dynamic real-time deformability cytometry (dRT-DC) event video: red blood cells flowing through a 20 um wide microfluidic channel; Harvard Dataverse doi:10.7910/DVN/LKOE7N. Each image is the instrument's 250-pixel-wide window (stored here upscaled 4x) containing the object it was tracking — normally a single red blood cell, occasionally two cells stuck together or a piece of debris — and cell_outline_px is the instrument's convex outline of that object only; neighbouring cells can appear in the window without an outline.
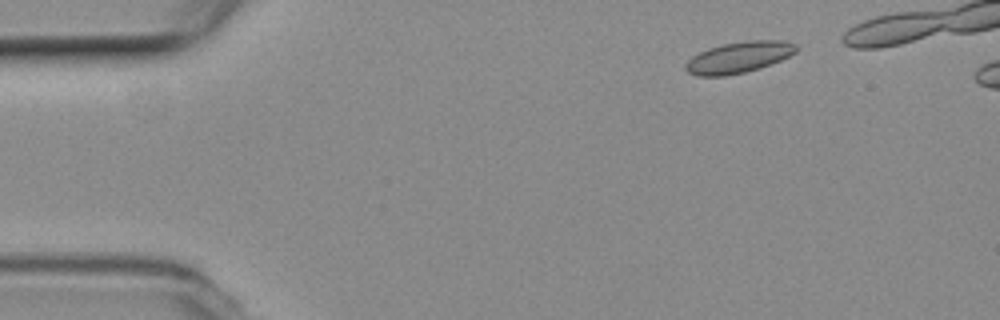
{"species": "common noctule bat (a hibernating species)", "species_latin": "Nyctalus noctula", "temperature_condition": "room temperature", "stored_images_in_passage": 5, "camera_frame_rate_fps": 3000, "um_per_image_px": 0.085, "animal": {"sex": "female", "body_mass_g": 19.3, "forearm_length_mm": 54.1}, "frame": {"image": 1, "passage_image": 1, "time_ms": 0.0, "image_size_px": [1000, 320], "cell_outline_px": [[796, 52], [780, 60], [744, 72], [724, 76], [700, 76], [688, 72], [684, 68], [684, 64], [692, 56], [708, 48], [720, 44], [748, 40], [780, 40], [796, 44]], "centroid_in_image_um": [62.74, 4.86], "position_along_channel_um": 22.3, "area_um2": 19.88}}